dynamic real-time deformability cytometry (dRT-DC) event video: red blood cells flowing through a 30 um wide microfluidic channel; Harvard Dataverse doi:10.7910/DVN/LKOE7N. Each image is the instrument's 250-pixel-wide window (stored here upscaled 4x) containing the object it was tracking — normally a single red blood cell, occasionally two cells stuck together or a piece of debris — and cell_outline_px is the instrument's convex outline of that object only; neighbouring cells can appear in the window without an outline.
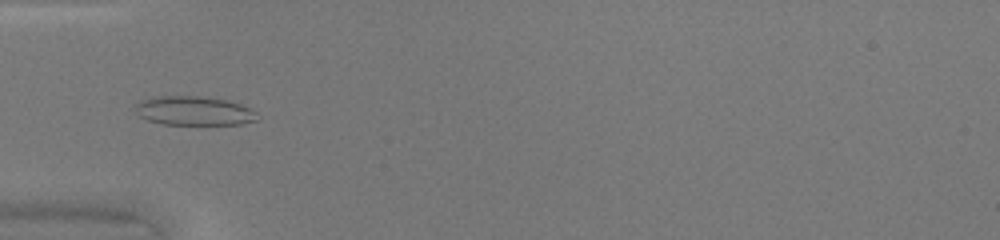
{"species": "common noctule bat (a hibernating species)", "species_latin": "Nyctalus noctula", "temperature_condition": "warm", "stored_images_in_passage": 40, "camera_frame_rate_fps": 3000, "um_per_image_px": 0.085, "animal": {"sex": "female", "body_mass_g": 20.0, "forearm_length_mm": 54.0}, "frame": {"image": 1, "passage_image": 8, "time_ms": 2.333, "image_size_px": [1000, 240], "cell_outline_px": [[260, 116], [256, 120], [240, 124], [164, 124], [148, 120], [140, 116], [132, 108], [140, 100], [152, 96], [200, 96], [224, 100], [240, 104], [256, 112]], "centroid_in_image_um": [16.44, 9.41], "position_along_channel_um": 68.6, "area_um2": 20.63}}
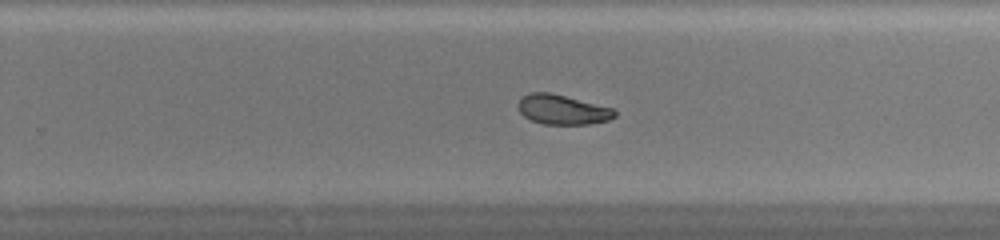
{"frame": {"image": 2, "passage_image": 23, "time_ms": 7.333, "image_size_px": [1000, 240], "cell_outline_px": [[616, 116], [608, 120], [588, 124], [544, 124], [532, 120], [524, 116], [520, 112], [520, 100], [528, 92], [552, 92], [612, 108], [616, 112]], "centroid_in_image_um": [47.82, 9.31], "position_along_channel_um": 282.0, "area_um2": 16.53}}
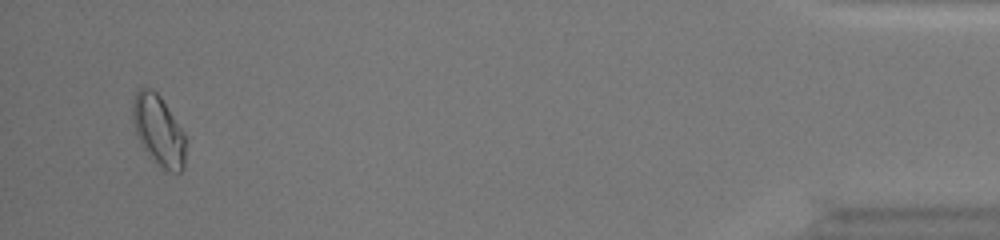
{"frame": {"image": 3, "passage_image": 38, "time_ms": 12.333, "image_size_px": [1000, 240], "cell_outline_px": [[184, 168], [180, 172], [172, 172], [156, 164], [148, 156], [136, 132], [132, 120], [132, 100], [136, 92], [140, 88], [152, 88], [160, 96], [184, 132]], "centroid_in_image_um": [13.45, 11.07], "position_along_channel_um": 421.7, "area_um2": 21.56}, "authors_computed_cell_mechanics": {"area_um2": 18.5538, "velocity_mm_per_s": 4.2883, "shape_relaxation_time_tau1_ms": null, "shape_relaxation_time_tau2_ms": 3.0545, "deformation_change_tau1": null, "deformation_change_tau2": 0.0694}}